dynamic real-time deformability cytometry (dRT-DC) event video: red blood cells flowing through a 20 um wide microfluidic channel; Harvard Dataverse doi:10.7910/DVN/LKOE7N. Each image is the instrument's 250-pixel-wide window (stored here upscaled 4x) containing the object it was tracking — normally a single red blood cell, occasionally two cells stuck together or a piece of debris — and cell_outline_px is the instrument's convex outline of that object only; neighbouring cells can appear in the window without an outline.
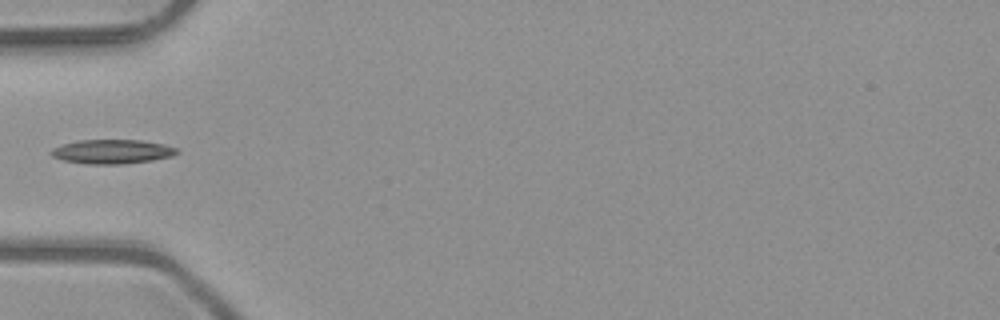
{"species": "common noctule bat (a hibernating species)", "species_latin": "Nyctalus noctula", "temperature_condition": "room temperature", "stored_images_in_passage": 7, "camera_frame_rate_fps": 3000, "um_per_image_px": 0.085, "animal": {"sex": "male", "body_mass_g": 23.1, "forearm_length_mm": 52.7}, "frame": {"image": 1, "passage_image": 6, "time_ms": 1.667, "image_size_px": [1000, 320], "cell_outline_px": [[180, 152], [172, 156], [152, 160], [124, 164], [88, 164], [64, 160], [52, 156], [48, 152], [52, 148], [76, 140], [140, 140], [164, 144], [176, 148]], "centroid_in_image_um": [9.53, 12.88], "position_along_channel_um": 75.5, "area_um2": 17.74}}
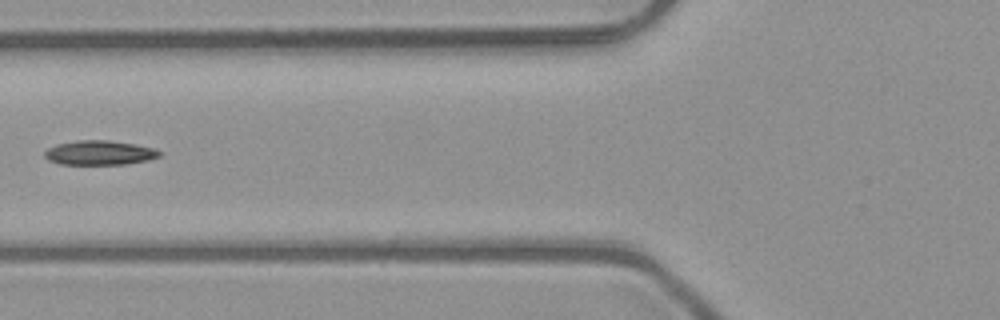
{"frame": {"image": 2, "passage_image": 7, "time_ms": 2.0, "image_size_px": [1000, 320], "cell_outline_px": [[160, 156], [148, 160], [124, 164], [60, 164], [48, 160], [44, 156], [44, 152], [48, 148], [56, 144], [80, 140], [108, 140], [156, 148], [160, 152]], "centroid_in_image_um": [8.44, 12.98], "position_along_channel_um": 117.4, "area_um2": 16.24}}